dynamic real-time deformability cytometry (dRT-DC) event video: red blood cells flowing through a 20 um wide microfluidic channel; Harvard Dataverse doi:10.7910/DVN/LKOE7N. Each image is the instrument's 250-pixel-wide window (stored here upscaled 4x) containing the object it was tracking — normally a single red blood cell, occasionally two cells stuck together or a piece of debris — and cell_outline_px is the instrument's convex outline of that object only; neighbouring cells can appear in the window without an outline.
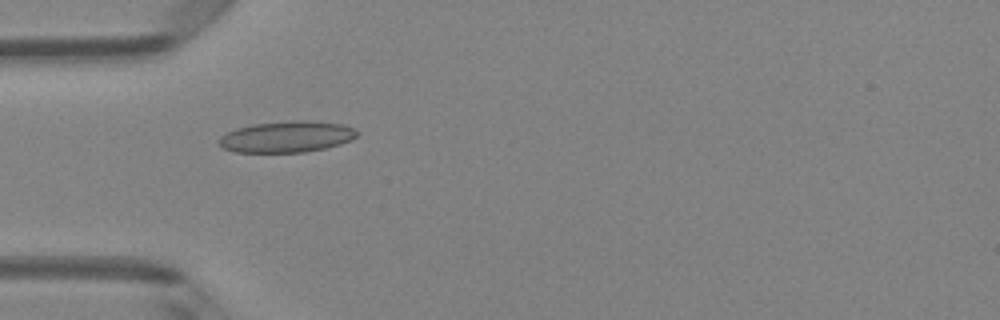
{"species": "Egyptian fruit bat (a non-hibernating species)", "species_latin": "Rousettus aegyptiacus", "temperature_condition": "room temperature", "stored_images_in_passage": 36, "camera_frame_rate_fps": 3000, "um_per_image_px": 0.085, "animal": {"sex": "female"}, "frame": {"image": 1, "passage_image": 2, "time_ms": 0.333, "image_size_px": [1000, 320], "cell_outline_px": [[360, 132], [352, 140], [340, 144], [324, 148], [304, 152], [232, 152], [220, 148], [216, 140], [220, 136], [236, 128], [256, 124], [292, 120], [304, 120], [344, 124]], "centroid_in_image_um": [24.34, 11.63], "position_along_channel_um": 60.7, "area_um2": 25.32}}
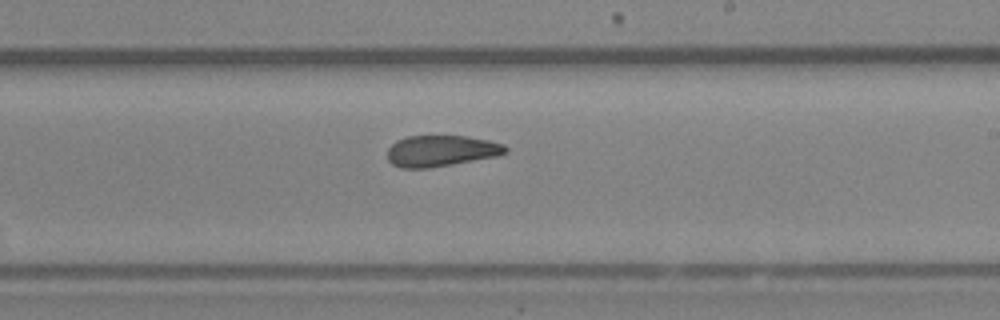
{"frame": {"image": 2, "passage_image": 16, "time_ms": 5.0, "image_size_px": [1000, 320], "cell_outline_px": [[508, 152], [496, 156], [452, 164], [428, 168], [400, 168], [392, 164], [388, 160], [388, 148], [396, 140], [408, 136], [464, 136], [488, 140], [504, 144], [508, 148]], "centroid_in_image_um": [37.48, 12.82], "position_along_channel_um": 251.5, "area_um2": 21.39}}
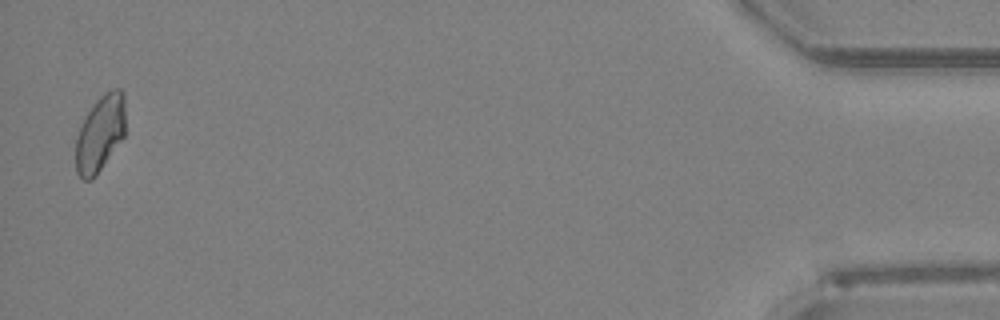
{"frame": {"image": 3, "passage_image": 35, "time_ms": 11.333, "image_size_px": [1000, 320], "cell_outline_px": [[124, 136], [96, 176], [92, 180], [84, 180], [76, 172], [76, 140], [84, 116], [96, 100], [104, 92], [112, 88], [120, 88], [124, 92]], "centroid_in_image_um": [8.51, 11.32], "position_along_channel_um": 426.7, "area_um2": 22.08}, "authors_computed_cell_mechanics": {"area_um2": 22.2241, "velocity_mm_per_s": 4.1581, "shape_relaxation_time_tau1_ms": null, "shape_relaxation_time_tau2_ms": 2.4666, "deformation_change_tau1": null, "deformation_change_tau2": 0.0896}}